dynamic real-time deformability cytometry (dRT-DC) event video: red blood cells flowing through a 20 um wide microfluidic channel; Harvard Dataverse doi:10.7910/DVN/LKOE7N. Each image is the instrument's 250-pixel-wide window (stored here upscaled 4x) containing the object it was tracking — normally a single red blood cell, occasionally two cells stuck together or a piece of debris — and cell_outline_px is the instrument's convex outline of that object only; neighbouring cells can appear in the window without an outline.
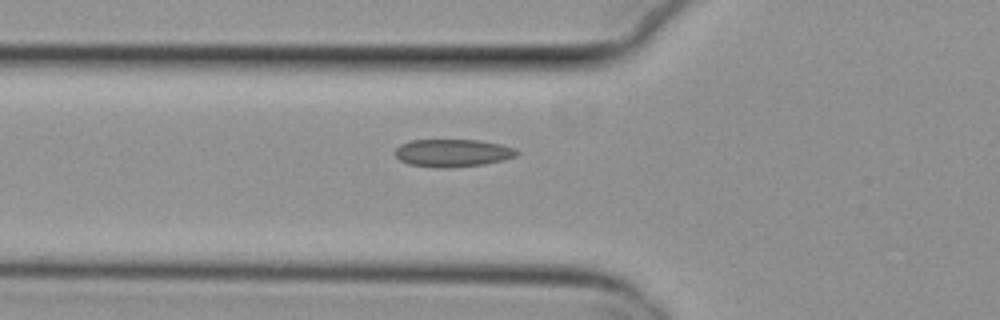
{"species": "common noctule bat (a hibernating species)", "species_latin": "Nyctalus noctula", "temperature_condition": "cold", "stored_images_in_passage": 37, "camera_frame_rate_fps": 3000, "um_per_image_px": 0.085, "animal": {"sex": "female", "body_mass_g": 29.2, "forearm_length_mm": 56.3}, "frame": {"image": 1, "passage_image": 2, "time_ms": 0.333, "image_size_px": [1000, 320], "cell_outline_px": [[520, 152], [516, 156], [504, 160], [484, 164], [448, 168], [436, 168], [408, 164], [400, 160], [396, 156], [396, 148], [400, 144], [412, 140], [476, 140], [500, 144], [516, 148]], "centroid_in_image_um": [38.49, 13.01], "position_along_channel_um": 87.3, "area_um2": 19.71}}
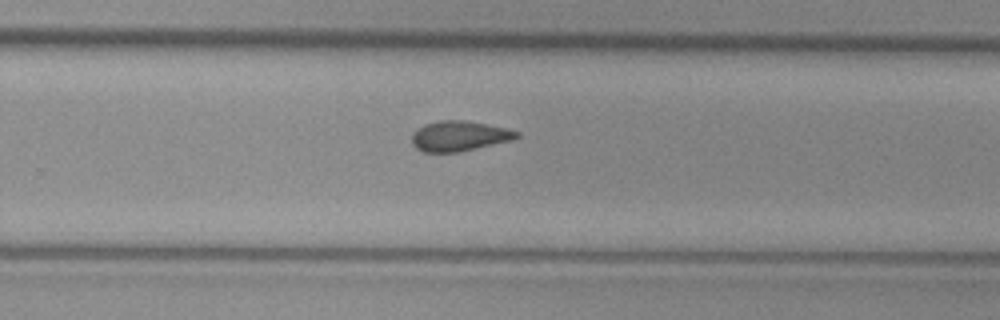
{"frame": {"image": 2, "passage_image": 18, "time_ms": 5.667, "image_size_px": [1000, 320], "cell_outline_px": [[520, 136], [512, 140], [456, 152], [424, 152], [416, 148], [412, 144], [412, 132], [416, 128], [424, 124], [440, 120], [464, 120], [504, 128], [520, 132]], "centroid_in_image_um": [38.98, 11.55], "position_along_channel_um": 290.8, "area_um2": 18.26}}
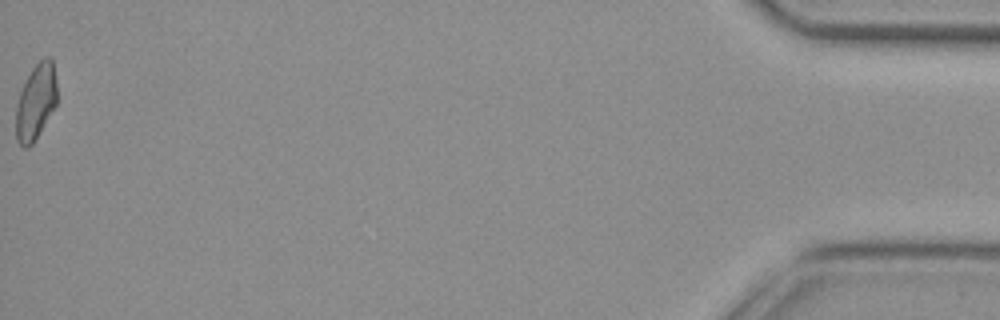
{"frame": {"image": 3, "passage_image": 37, "time_ms": 12.0, "image_size_px": [1000, 320], "cell_outline_px": [[56, 104], [32, 144], [28, 148], [24, 148], [16, 140], [16, 104], [24, 80], [32, 68], [44, 56], [52, 56], [56, 80]], "centroid_in_image_um": [3.03, 8.61], "position_along_channel_um": 432.2, "area_um2": 18.15}, "authors_computed_cell_mechanics": {"area_um2": 18.496, "velocity_mm_per_s": 3.8086, "shape_relaxation_time_tau1_ms": null, "shape_relaxation_time_tau2_ms": 6.3121, "deformation_change_tau1": null, "deformation_change_tau2": 0.1019}}